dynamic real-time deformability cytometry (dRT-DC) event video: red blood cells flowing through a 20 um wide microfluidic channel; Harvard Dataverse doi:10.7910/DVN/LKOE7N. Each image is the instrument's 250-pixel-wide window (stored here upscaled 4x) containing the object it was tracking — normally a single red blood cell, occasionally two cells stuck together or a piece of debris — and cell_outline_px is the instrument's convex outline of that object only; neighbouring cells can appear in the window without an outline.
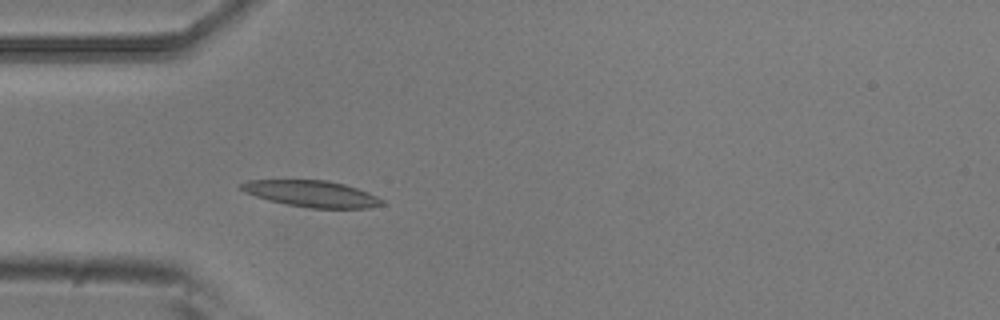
{"species": "common noctule bat (a hibernating species)", "species_latin": "Nyctalus noctula", "temperature_condition": "room temperature", "stored_images_in_passage": 5, "camera_frame_rate_fps": 3000, "um_per_image_px": 0.085, "animal": {"sex": "male", "body_mass_g": 20.5, "forearm_length_mm": 52.5}, "frame": {"image": 1, "passage_image": 5, "time_ms": 1.333, "image_size_px": [1000, 320], "cell_outline_px": [[384, 204], [368, 208], [308, 208], [268, 200], [244, 192], [240, 188], [240, 184], [248, 180], [328, 180], [344, 184], [368, 192], [384, 200]], "centroid_in_image_um": [26.5, 16.47], "position_along_channel_um": 58.5, "area_um2": 21.56}}